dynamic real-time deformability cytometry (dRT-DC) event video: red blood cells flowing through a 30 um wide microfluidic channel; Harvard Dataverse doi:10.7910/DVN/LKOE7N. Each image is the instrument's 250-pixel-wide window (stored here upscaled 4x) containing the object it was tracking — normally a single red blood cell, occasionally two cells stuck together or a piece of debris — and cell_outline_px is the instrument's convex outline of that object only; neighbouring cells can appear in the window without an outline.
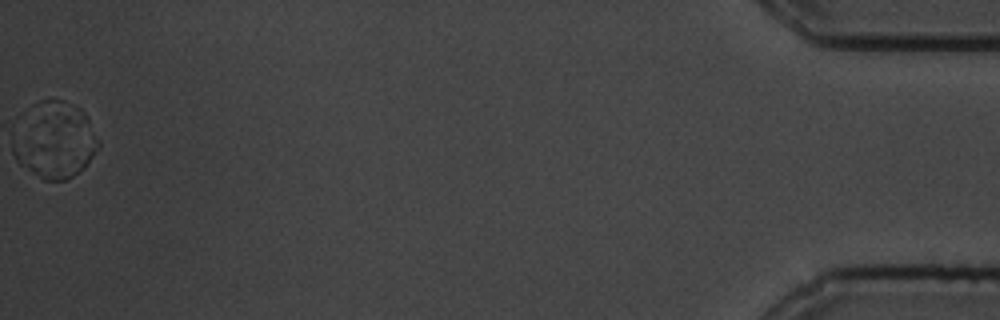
{"species": "common noctule bat (a hibernating species)", "species_latin": "Nyctalus noctula", "temperature_condition": "cold", "stored_images_in_passage": 60, "camera_frame_rate_fps": 3000, "um_per_image_px": 0.085, "animal": {"sex": "male", "body_mass_g": 19.5, "forearm_length_mm": 54.6}, "frame": {"image": 1, "passage_image": 60, "time_ms": 19.667, "image_size_px": [1000, 320], "cell_outline_px": [[100, 144], [92, 156], [68, 180], [44, 180], [20, 164], [16, 160], [12, 152], [12, 124], [92, 136], [100, 140]], "centroid_in_image_um": [4.4, 12.87], "position_along_channel_um": 430.8, "area_um2": 24.91}}